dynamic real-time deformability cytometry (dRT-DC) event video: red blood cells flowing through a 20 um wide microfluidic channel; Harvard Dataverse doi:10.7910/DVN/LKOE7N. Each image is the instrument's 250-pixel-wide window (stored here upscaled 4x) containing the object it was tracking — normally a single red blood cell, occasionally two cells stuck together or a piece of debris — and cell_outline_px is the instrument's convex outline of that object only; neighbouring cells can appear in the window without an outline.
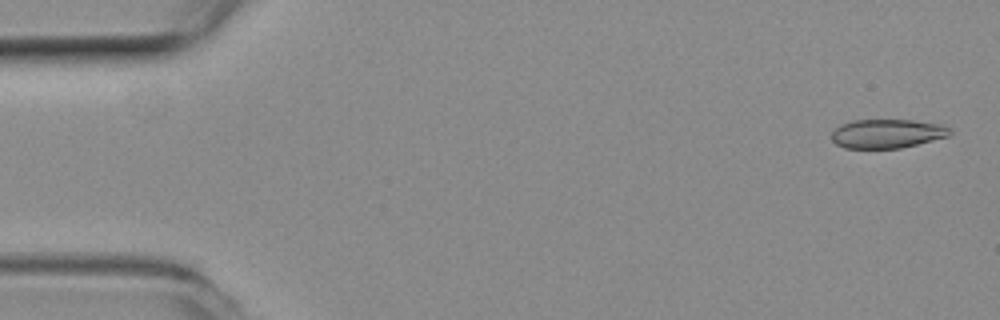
{"species": "common noctule bat (a hibernating species)", "species_latin": "Nyctalus noctula", "temperature_condition": "room temperature", "stored_images_in_passage": 16, "camera_frame_rate_fps": 3000, "um_per_image_px": 0.085, "animal": {"sex": "female", "body_mass_g": 19.3, "forearm_length_mm": 54.1}, "frame": {"image": 1, "passage_image": 2, "time_ms": 0.333, "image_size_px": [1000, 320], "cell_outline_px": [[952, 132], [948, 136], [900, 148], [844, 148], [836, 144], [832, 140], [832, 132], [840, 124], [852, 120], [912, 120], [940, 124], [952, 128]], "centroid_in_image_um": [75.39, 11.35], "position_along_channel_um": 9.6, "area_um2": 19.94}}
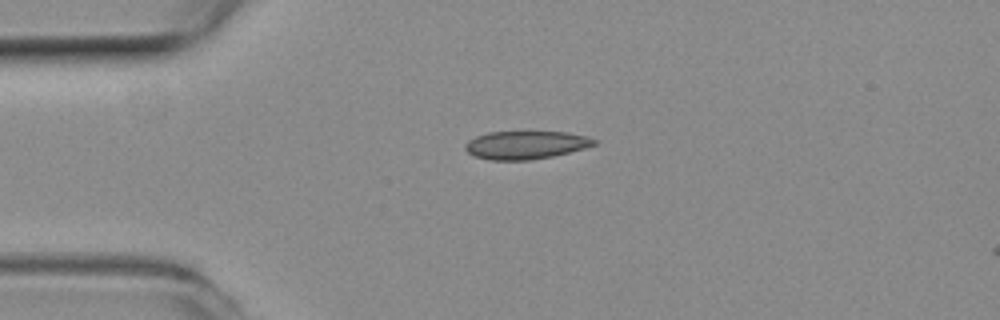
{"frame": {"image": 2, "passage_image": 13, "time_ms": 4.0, "image_size_px": [1000, 320], "cell_outline_px": [[596, 144], [584, 148], [552, 156], [528, 160], [488, 160], [472, 156], [464, 148], [464, 144], [468, 140], [476, 136], [488, 132], [568, 132], [588, 136], [596, 140]], "centroid_in_image_um": [44.64, 12.32], "position_along_channel_um": 40.4, "area_um2": 21.15}}